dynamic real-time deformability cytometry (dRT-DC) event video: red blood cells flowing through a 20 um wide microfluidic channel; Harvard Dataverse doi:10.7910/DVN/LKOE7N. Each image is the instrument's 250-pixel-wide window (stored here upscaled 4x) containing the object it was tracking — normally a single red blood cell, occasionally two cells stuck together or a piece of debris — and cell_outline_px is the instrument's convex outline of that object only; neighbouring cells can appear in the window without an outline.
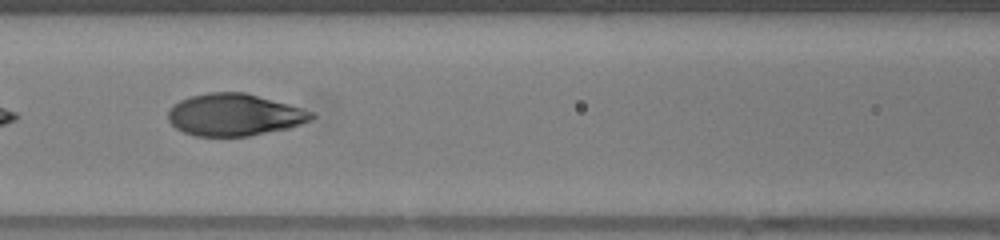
{"species": "human", "species_latin": "Homo sapiens", "temperature_condition": "warm", "stored_images_in_passage": 20, "camera_frame_rate_fps": 3000, "um_per_image_px": 0.085, "donor": {"sex": "female"}, "frame": {"image": 1, "passage_image": 6, "time_ms": 1.667, "image_size_px": [1000, 240], "cell_outline_px": [[316, 116], [312, 120], [288, 128], [248, 136], [196, 136], [184, 132], [176, 128], [168, 120], [168, 112], [180, 100], [192, 96], [208, 92], [244, 92], [288, 104], [312, 112]], "centroid_in_image_um": [19.92, 9.76], "position_along_channel_um": 146.7, "area_um2": 34.8}}
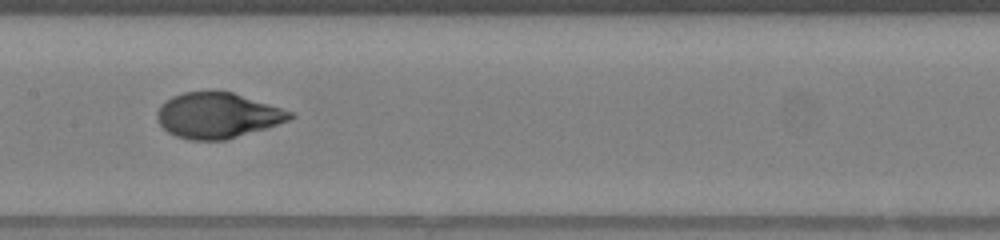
{"frame": {"image": 2, "passage_image": 9, "time_ms": 2.667, "image_size_px": [1000, 240], "cell_outline_px": [[296, 116], [288, 120], [268, 128], [224, 140], [192, 140], [176, 136], [168, 132], [160, 124], [156, 116], [156, 112], [172, 96], [184, 92], [232, 92], [296, 112]], "centroid_in_image_um": [18.54, 9.82], "position_along_channel_um": 188.9, "area_um2": 35.03}}